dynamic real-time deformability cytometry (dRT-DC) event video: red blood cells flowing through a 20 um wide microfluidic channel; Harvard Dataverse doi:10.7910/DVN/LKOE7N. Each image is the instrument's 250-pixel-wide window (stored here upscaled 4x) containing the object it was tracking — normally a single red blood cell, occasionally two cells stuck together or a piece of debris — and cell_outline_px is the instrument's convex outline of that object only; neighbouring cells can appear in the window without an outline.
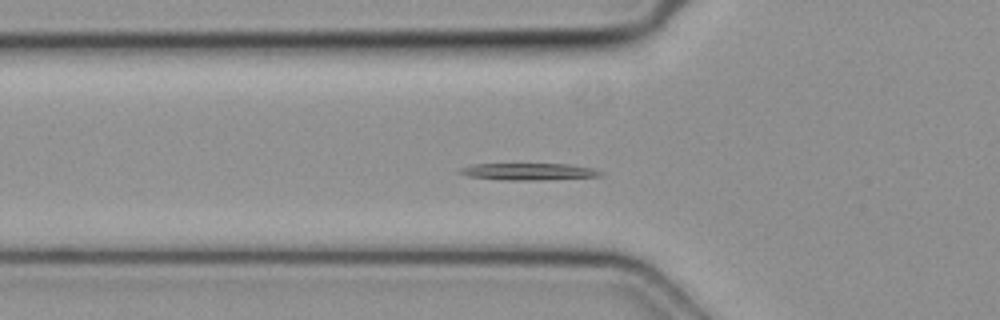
{"species": "common noctule bat (a hibernating species)", "species_latin": "Nyctalus noctula", "temperature_condition": "cold", "stored_images_in_passage": 23, "camera_frame_rate_fps": 3000, "um_per_image_px": 0.085, "animal": {"sex": "female", "body_mass_g": 19.3, "forearm_length_mm": 54.1}, "frame": {"image": 1, "passage_image": 2, "time_ms": 0.333, "image_size_px": [1000, 320], "cell_outline_px": [[604, 176], [540, 180], [508, 180], [468, 176], [456, 172], [460, 168], [472, 164], [568, 164], [592, 168], [604, 172]], "centroid_in_image_um": [44.96, 14.59], "position_along_channel_um": 80.8, "area_um2": 13.87}}
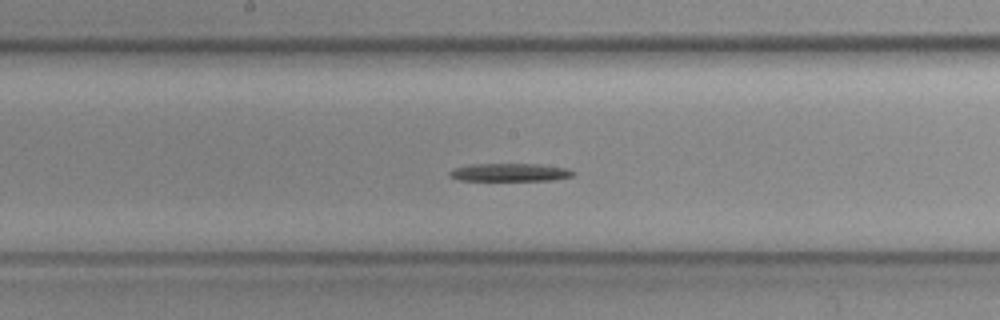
{"frame": {"image": 2, "passage_image": 11, "time_ms": 3.333, "image_size_px": [1000, 320], "cell_outline_px": [[576, 172], [572, 176], [552, 180], [460, 180], [448, 176], [448, 172], [456, 168], [468, 164], [540, 164], [568, 168]], "centroid_in_image_um": [43.35, 14.64], "position_along_channel_um": 204.8, "area_um2": 12.89}}
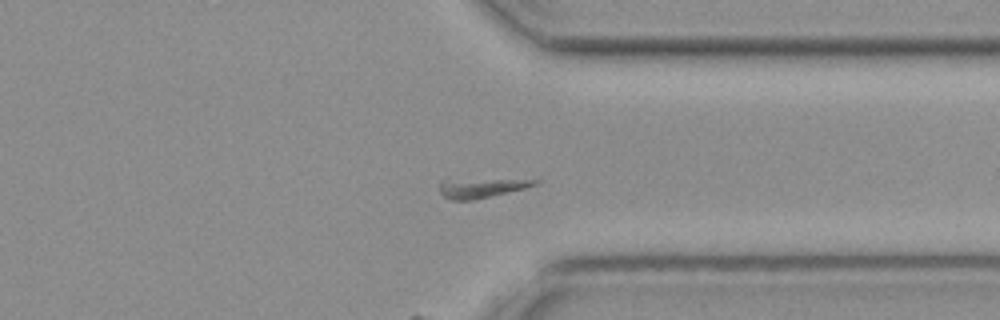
{"frame": {"image": 3, "passage_image": 23, "time_ms": 7.333, "image_size_px": [1000, 320], "cell_outline_px": [[540, 180], [536, 184], [524, 188], [476, 200], [452, 200], [444, 196], [440, 192], [440, 180]], "centroid_in_image_um": [40.84, 16.0], "position_along_channel_um": 370.6, "area_um2": 10.35}}